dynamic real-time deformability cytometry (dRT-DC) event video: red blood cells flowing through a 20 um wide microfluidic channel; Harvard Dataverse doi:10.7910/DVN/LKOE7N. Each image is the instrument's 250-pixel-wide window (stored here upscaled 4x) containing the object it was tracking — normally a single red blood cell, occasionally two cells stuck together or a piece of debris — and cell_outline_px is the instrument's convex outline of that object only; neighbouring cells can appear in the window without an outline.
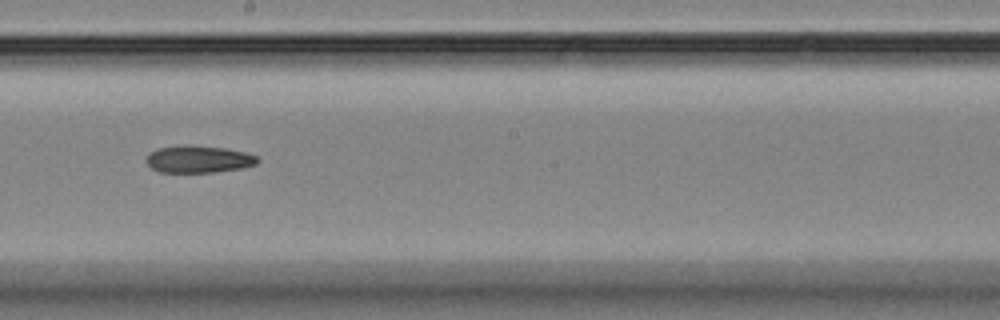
{"species": "Egyptian fruit bat (a non-hibernating species)", "species_latin": "Rousettus aegyptiacus", "temperature_condition": "room temperature", "stored_images_in_passage": 17, "camera_frame_rate_fps": 3000, "um_per_image_px": 0.085, "animal": {"sex": "female"}, "frame": {"image": 1, "passage_image": 10, "time_ms": 11.333, "image_size_px": [1000, 320], "cell_outline_px": [[260, 160], [256, 164], [240, 168], [212, 172], [160, 172], [152, 168], [144, 160], [148, 152], [156, 148], [224, 148], [244, 152], [256, 156]], "centroid_in_image_um": [16.85, 13.58], "position_along_channel_um": 231.3, "area_um2": 16.7}}
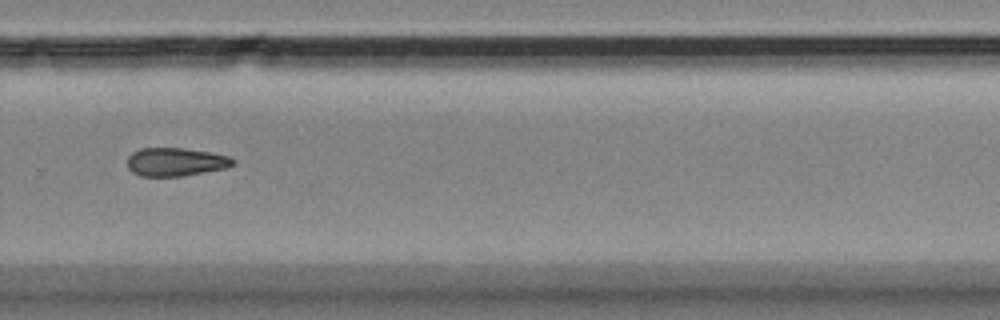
{"frame": {"image": 2, "passage_image": 12, "time_ms": 13.667, "image_size_px": [1000, 320], "cell_outline_px": [[236, 164], [228, 168], [180, 176], [140, 176], [132, 172], [128, 168], [128, 156], [132, 152], [140, 148], [184, 148], [208, 152], [228, 156], [236, 160]], "centroid_in_image_um": [14.94, 13.76], "position_along_channel_um": 314.9, "area_um2": 17.51}}
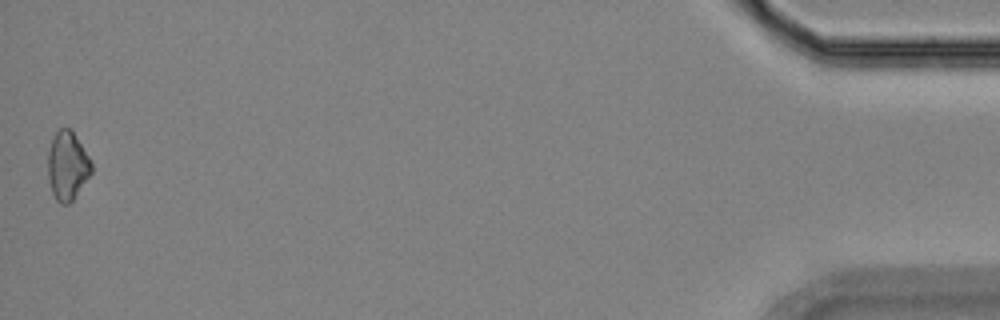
{"frame": {"image": 3, "passage_image": 17, "time_ms": 19.333, "image_size_px": [1000, 320], "cell_outline_px": [[92, 172], [72, 200], [68, 204], [60, 204], [56, 200], [52, 192], [48, 180], [48, 152], [52, 136], [60, 128], [72, 128], [88, 156], [92, 164]], "centroid_in_image_um": [5.71, 14.06], "position_along_channel_um": 429.5, "area_um2": 17.46}}